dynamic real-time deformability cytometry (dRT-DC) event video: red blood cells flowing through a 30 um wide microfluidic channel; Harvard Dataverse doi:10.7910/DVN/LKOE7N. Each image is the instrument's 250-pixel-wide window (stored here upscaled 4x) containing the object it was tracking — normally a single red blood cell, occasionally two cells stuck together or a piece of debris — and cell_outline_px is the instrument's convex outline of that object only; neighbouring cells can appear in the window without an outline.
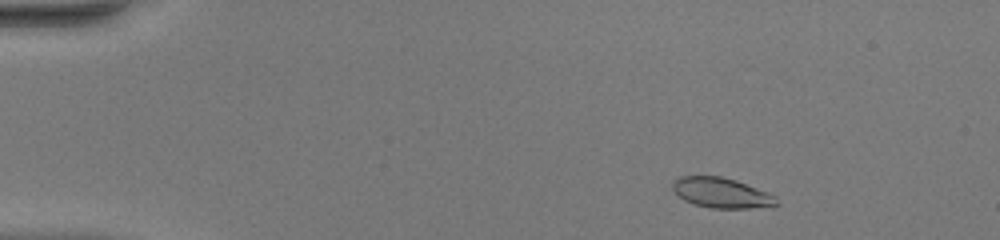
{"species": "common noctule bat (a hibernating species)", "species_latin": "Nyctalus noctula", "temperature_condition": "warm", "stored_images_in_passage": 47, "camera_frame_rate_fps": 3000, "um_per_image_px": 0.085, "animal": {"sex": "female", "body_mass_g": 20.0, "forearm_length_mm": 54.0}, "frame": {"image": 1, "passage_image": 4, "time_ms": 1.0, "image_size_px": [1000, 240], "cell_outline_px": [[780, 204], [772, 208], [712, 208], [696, 204], [684, 200], [672, 188], [672, 180], [680, 176], [720, 176], [736, 180], [768, 192], [776, 196]], "centroid_in_image_um": [61.39, 16.4], "position_along_channel_um": 23.6, "area_um2": 18.5}}
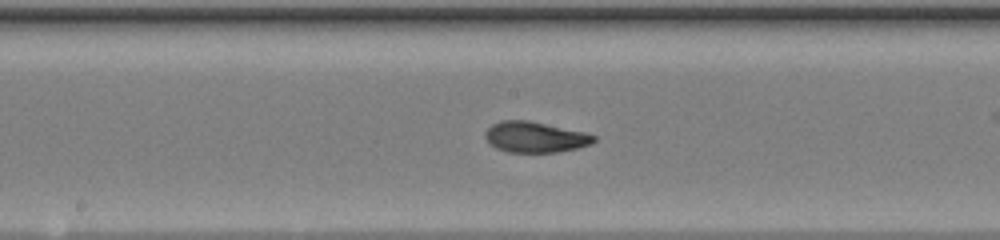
{"frame": {"image": 2, "passage_image": 24, "time_ms": 7.667, "image_size_px": [1000, 240], "cell_outline_px": [[596, 140], [592, 144], [576, 148], [556, 152], [508, 152], [496, 148], [484, 136], [484, 132], [492, 124], [500, 120], [528, 120], [584, 132], [596, 136]], "centroid_in_image_um": [45.47, 11.64], "position_along_channel_um": 202.7, "area_um2": 19.36}}
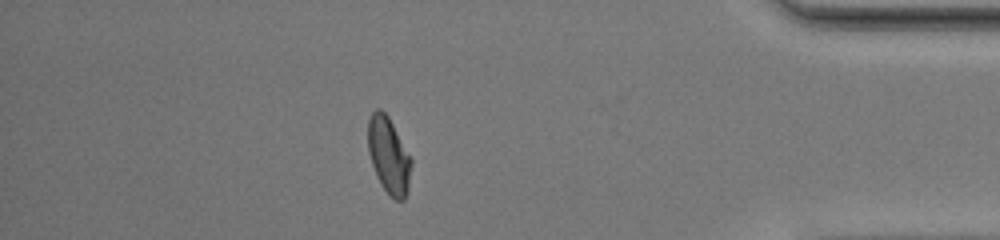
{"frame": {"image": 3, "passage_image": 41, "time_ms": 13.333, "image_size_px": [1000, 240], "cell_outline_px": [[412, 164], [408, 192], [404, 200], [396, 200], [388, 196], [380, 184], [376, 176], [368, 152], [368, 120], [372, 112], [376, 108], [380, 108], [388, 116], [412, 160]], "centroid_in_image_um": [33.04, 13.25], "position_along_channel_um": 402.2, "area_um2": 19.42}, "authors_computed_cell_mechanics": {"area_um2": 19.3052, "velocity_mm_per_s": 4.1431, "shape_relaxation_time_tau1_ms": 7.1395, "shape_relaxation_time_tau2_ms": 1.3365, "deformation_change_tau1": 0.2326, "deformation_change_tau2": 0.055}}